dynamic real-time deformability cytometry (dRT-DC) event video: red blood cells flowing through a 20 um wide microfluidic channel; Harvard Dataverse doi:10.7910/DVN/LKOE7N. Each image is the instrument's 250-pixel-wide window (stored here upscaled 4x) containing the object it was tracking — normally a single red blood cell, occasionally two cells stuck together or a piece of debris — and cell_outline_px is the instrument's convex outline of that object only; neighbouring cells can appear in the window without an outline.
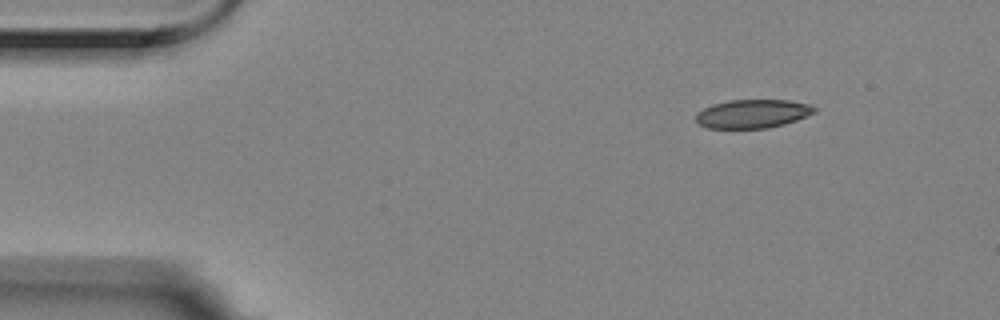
{"species": "Egyptian fruit bat (a non-hibernating species)", "species_latin": "Rousettus aegyptiacus", "temperature_condition": "room temperature", "stored_images_in_passage": 6, "camera_frame_rate_fps": 3000, "um_per_image_px": 0.085, "animal": {"sex": "female"}, "frame": {"image": 1, "passage_image": 1, "time_ms": 0.0, "image_size_px": [1000, 320], "cell_outline_px": [[816, 112], [796, 120], [784, 124], [768, 128], [708, 128], [700, 124], [696, 120], [696, 112], [712, 104], [728, 100], [788, 100], [808, 104], [816, 108]], "centroid_in_image_um": [63.96, 9.66], "position_along_channel_um": 21.0, "area_um2": 19.71}}
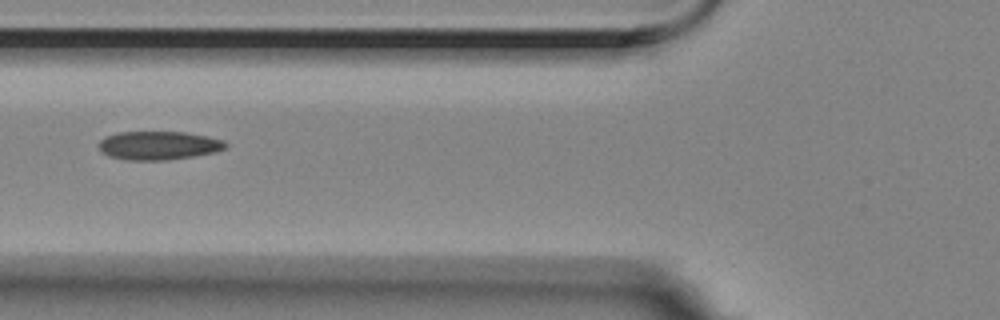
{"frame": {"image": 2, "passage_image": 5, "time_ms": 1.333, "image_size_px": [1000, 320], "cell_outline_px": [[228, 148], [216, 152], [168, 160], [128, 160], [108, 156], [100, 148], [100, 140], [104, 136], [120, 132], [184, 132], [208, 136], [224, 140], [228, 144]], "centroid_in_image_um": [13.53, 12.36], "position_along_channel_um": 112.3, "area_um2": 21.15}}
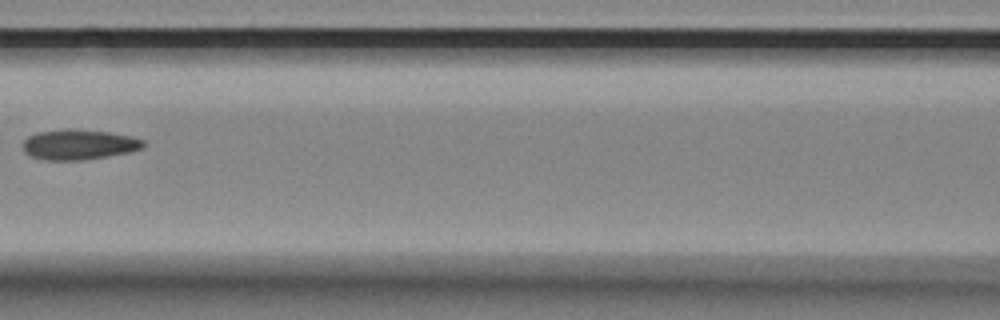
{"frame": {"image": 3, "passage_image": 6, "time_ms": 1.667, "image_size_px": [1000, 320], "cell_outline_px": [[144, 148], [128, 152], [108, 156], [84, 160], [44, 160], [32, 156], [24, 152], [24, 140], [28, 136], [36, 132], [64, 128], [68, 128], [108, 132], [132, 136], [144, 140]], "centroid_in_image_um": [6.7, 12.28], "position_along_channel_um": 159.9, "area_um2": 21.33}}